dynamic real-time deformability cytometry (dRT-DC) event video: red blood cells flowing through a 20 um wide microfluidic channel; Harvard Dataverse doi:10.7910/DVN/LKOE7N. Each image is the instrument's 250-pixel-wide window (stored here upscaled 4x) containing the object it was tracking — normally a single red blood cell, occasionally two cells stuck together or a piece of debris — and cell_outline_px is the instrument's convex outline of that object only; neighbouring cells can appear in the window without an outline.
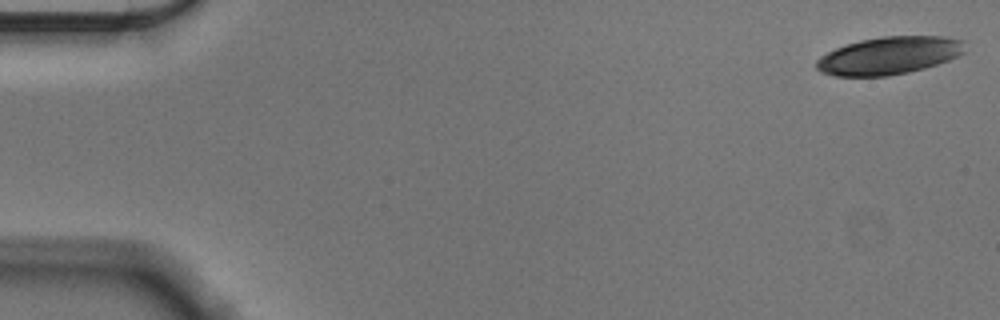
{"species": "Egyptian fruit bat (a non-hibernating species)", "species_latin": "Rousettus aegyptiacus", "temperature_condition": "cold", "stored_images_in_passage": 5, "camera_frame_rate_fps": 3000, "um_per_image_px": 0.085, "animal": {"sex": "male"}, "frame": {"image": 1, "passage_image": 1, "time_ms": 0.0, "image_size_px": [1000, 320], "cell_outline_px": [[964, 52], [948, 60], [924, 68], [908, 72], [888, 76], [832, 76], [820, 72], [816, 68], [816, 60], [820, 56], [836, 48], [860, 40], [884, 36], [944, 36], [960, 40]], "centroid_in_image_um": [75.5, 4.73], "position_along_channel_um": 9.5, "area_um2": 32.31}}